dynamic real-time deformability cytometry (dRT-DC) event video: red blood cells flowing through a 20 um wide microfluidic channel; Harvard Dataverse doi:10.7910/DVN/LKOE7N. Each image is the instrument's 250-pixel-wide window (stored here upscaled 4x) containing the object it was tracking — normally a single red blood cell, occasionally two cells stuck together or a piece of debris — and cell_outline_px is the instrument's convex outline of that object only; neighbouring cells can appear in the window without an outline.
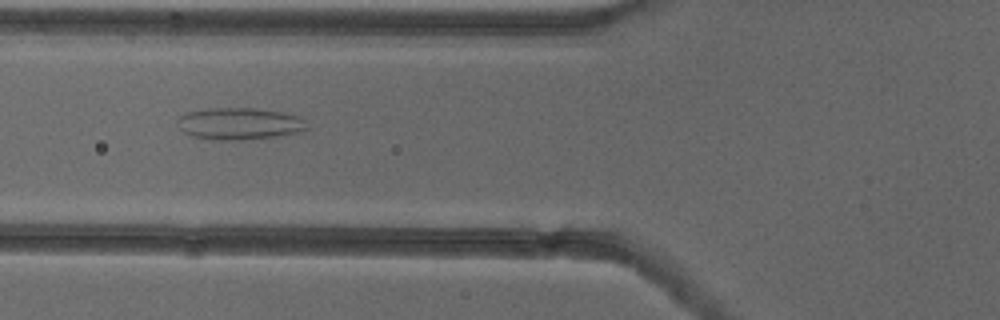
{"species": "common noctule bat (a hibernating species)", "species_latin": "Nyctalus noctula", "temperature_condition": "cold", "stored_images_in_passage": 52, "camera_frame_rate_fps": 3000, "um_per_image_px": 0.085, "animal": {"sex": "female"}, "frame": {"image": 1, "passage_image": 20, "time_ms": 6.333, "image_size_px": [1000, 320], "cell_outline_px": [[308, 128], [304, 132], [276, 136], [236, 140], [212, 140], [192, 136], [184, 132], [180, 128], [176, 120], [180, 116], [188, 112], [208, 108], [252, 108], [280, 112], [296, 116], [304, 120]], "centroid_in_image_um": [20.33, 10.52], "position_along_channel_um": 105.5, "area_um2": 23.99}}
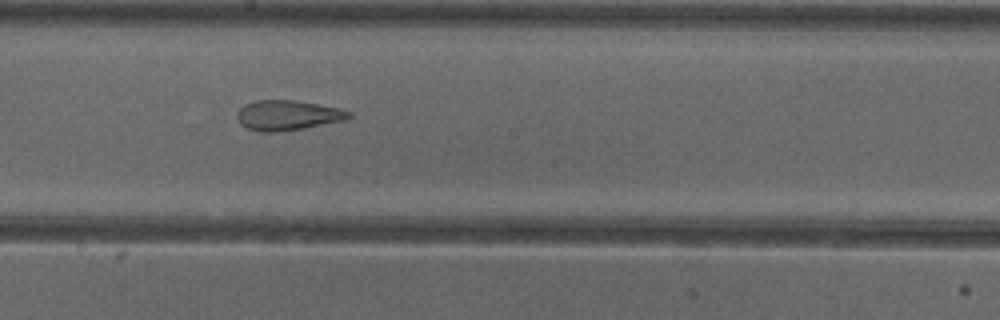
{"frame": {"image": 2, "passage_image": 29, "time_ms": 9.333, "image_size_px": [1000, 320], "cell_outline_px": [[352, 116], [348, 120], [304, 128], [276, 132], [260, 132], [248, 128], [240, 124], [236, 116], [240, 108], [244, 104], [256, 100], [296, 100], [340, 108], [352, 112]], "centroid_in_image_um": [24.48, 9.8], "position_along_channel_um": 223.7, "area_um2": 19.77}}
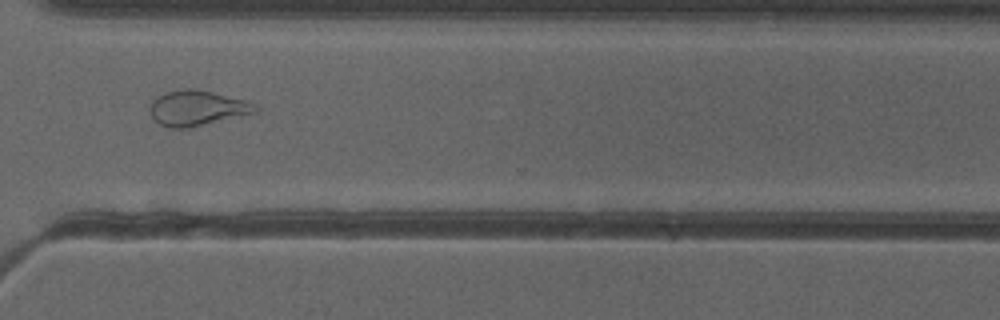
{"frame": {"image": 3, "passage_image": 39, "time_ms": 12.667, "image_size_px": [1000, 320], "cell_outline_px": [[260, 112], [188, 128], [168, 128], [160, 124], [152, 116], [148, 108], [152, 100], [156, 96], [164, 92], [184, 88], [196, 88], [248, 100], [256, 104], [260, 108]], "centroid_in_image_um": [16.79, 9.17], "position_along_channel_um": 353.8, "area_um2": 22.2}, "authors_computed_cell_mechanics": {"area_um2": 25.8077, "velocity_mm_per_s": 3.917, "shape_relaxation_time_tau1_ms": null, "shape_relaxation_time_tau2_ms": 1.9473, "deformation_change_tau1": null, "deformation_change_tau2": 0.1059}}